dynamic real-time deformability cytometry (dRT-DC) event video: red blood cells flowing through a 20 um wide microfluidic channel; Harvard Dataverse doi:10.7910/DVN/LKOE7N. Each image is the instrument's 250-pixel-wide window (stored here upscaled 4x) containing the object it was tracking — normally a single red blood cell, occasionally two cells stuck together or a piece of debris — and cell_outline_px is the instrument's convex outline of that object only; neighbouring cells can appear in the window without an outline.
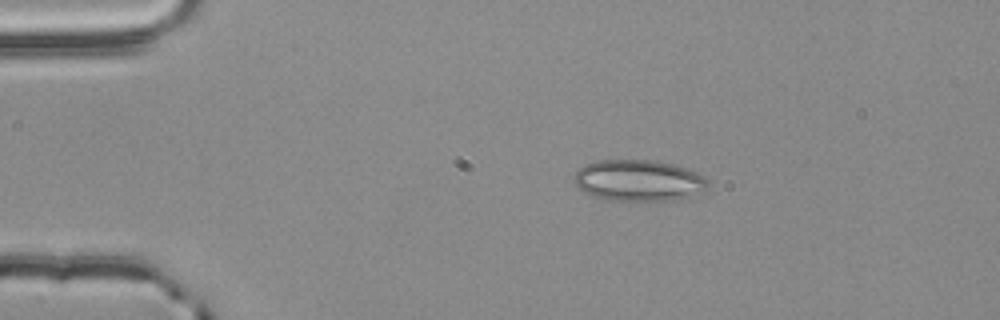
{"species": "common noctule bat (a hibernating species)", "species_latin": "Nyctalus noctula", "temperature_condition": "room temperature", "stored_images_in_passage": 45, "camera_frame_rate_fps": 3000, "um_per_image_px": 0.085, "animal": {"sex": "male", "body_mass_g": 20.4}, "frame": {"image": 1, "passage_image": 1, "time_ms": 0.0, "image_size_px": [1000, 320], "cell_outline_px": [[708, 188], [704, 192], [676, 200], [612, 200], [592, 196], [576, 188], [572, 184], [572, 176], [584, 164], [596, 160], [656, 160], [672, 164], [696, 172], [704, 176], [708, 180]], "centroid_in_image_um": [54.24, 15.34], "position_along_channel_um": 30.8, "area_um2": 32.6}}
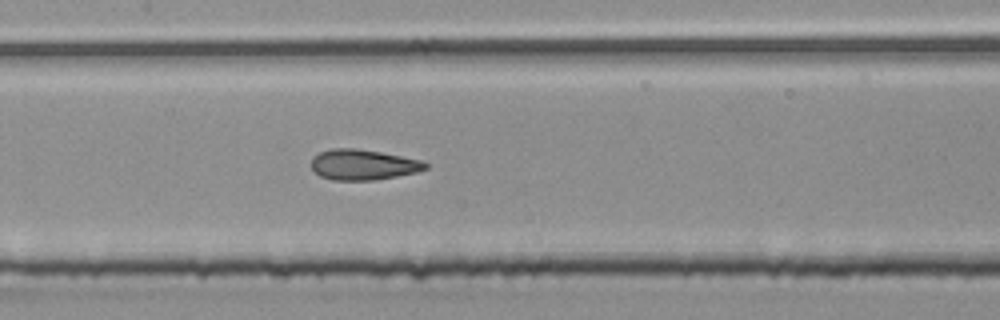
{"frame": {"image": 2, "passage_image": 17, "time_ms": 5.333, "image_size_px": [1000, 320], "cell_outline_px": [[428, 168], [416, 172], [396, 176], [372, 180], [332, 180], [320, 176], [312, 168], [312, 160], [320, 152], [332, 148], [356, 148], [380, 152], [420, 160], [428, 164]], "centroid_in_image_um": [30.86, 14.0], "position_along_channel_um": 176.5, "area_um2": 20.0}}
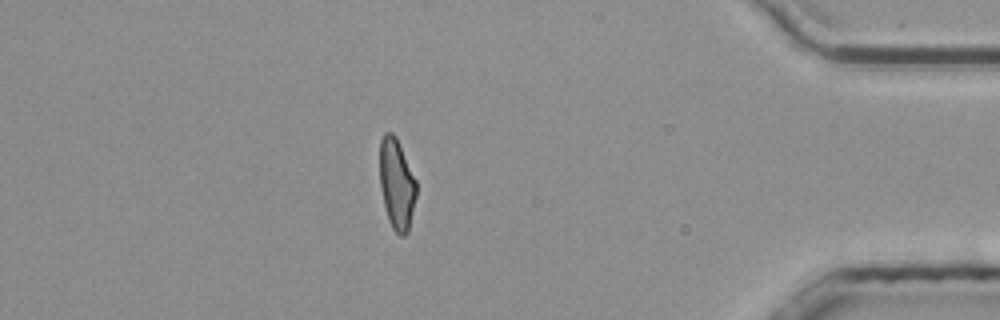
{"frame": {"image": 3, "passage_image": 38, "time_ms": 12.333, "image_size_px": [1000, 320], "cell_outline_px": [[416, 196], [408, 232], [404, 236], [400, 236], [392, 228], [388, 220], [380, 188], [380, 140], [384, 132], [392, 132], [396, 136], [416, 180]], "centroid_in_image_um": [33.71, 15.64], "position_along_channel_um": 401.5, "area_um2": 19.36}, "authors_computed_cell_mechanics": {"area_um2": 19.9988, "velocity_mm_per_s": 3.8265, "shape_relaxation_time_tau1_ms": 7.6198, "shape_relaxation_time_tau2_ms": 1.7583, "deformation_change_tau1": 0.1958, "deformation_change_tau2": 0.1038}}